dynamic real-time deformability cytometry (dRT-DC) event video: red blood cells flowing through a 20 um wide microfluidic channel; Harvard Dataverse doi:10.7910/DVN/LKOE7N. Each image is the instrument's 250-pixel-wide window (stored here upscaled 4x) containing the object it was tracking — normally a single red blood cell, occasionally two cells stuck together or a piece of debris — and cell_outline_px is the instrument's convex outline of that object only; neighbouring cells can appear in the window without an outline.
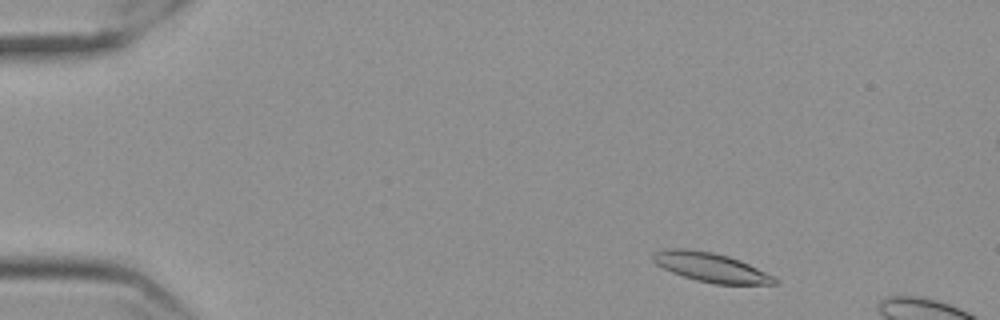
{"species": "Egyptian fruit bat (a non-hibernating species)", "species_latin": "Rousettus aegyptiacus", "temperature_condition": "cold", "stored_images_in_passage": 11, "camera_frame_rate_fps": 3000, "um_per_image_px": 0.085, "frame": {"image": 1, "passage_image": 4, "time_ms": 1.0, "image_size_px": [1000, 320], "cell_outline_px": [[780, 284], [716, 284], [696, 280], [672, 272], [656, 264], [652, 260], [652, 252], [664, 248], [684, 248], [712, 252], [728, 256], [740, 260], [780, 280]], "centroid_in_image_um": [60.39, 22.71], "position_along_channel_um": 24.6, "area_um2": 20.63}}